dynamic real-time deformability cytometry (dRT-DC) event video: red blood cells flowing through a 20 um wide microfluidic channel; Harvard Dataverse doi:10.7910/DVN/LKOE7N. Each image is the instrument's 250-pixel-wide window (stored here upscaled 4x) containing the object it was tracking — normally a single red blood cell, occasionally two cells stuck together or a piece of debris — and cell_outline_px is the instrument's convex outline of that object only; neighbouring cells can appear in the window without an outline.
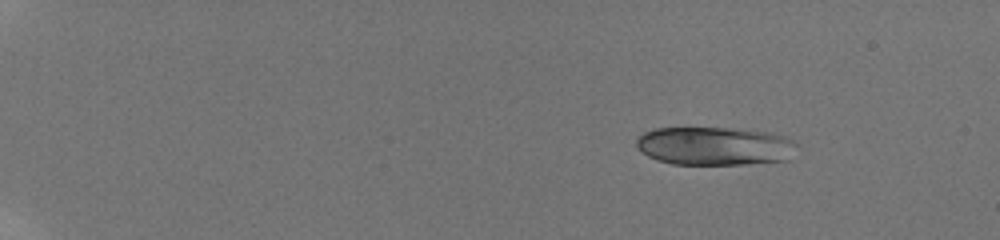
{"species": "human", "species_latin": "Homo sapiens", "temperature_condition": "room temperature", "stored_images_in_passage": 8, "camera_frame_rate_fps": 3000, "um_per_image_px": 0.085, "donor": {"sex": "male"}, "frame": {"image": 1, "passage_image": 1, "time_ms": 0.0, "image_size_px": [1000, 240], "cell_outline_px": [[796, 144], [788, 160], [748, 164], [672, 164], [656, 160], [648, 156], [636, 144], [636, 140], [644, 132], [656, 128], [744, 128], [772, 132], [784, 136], [792, 140]], "centroid_in_image_um": [60.77, 12.4], "position_along_channel_um": 24.2, "area_um2": 36.01}}